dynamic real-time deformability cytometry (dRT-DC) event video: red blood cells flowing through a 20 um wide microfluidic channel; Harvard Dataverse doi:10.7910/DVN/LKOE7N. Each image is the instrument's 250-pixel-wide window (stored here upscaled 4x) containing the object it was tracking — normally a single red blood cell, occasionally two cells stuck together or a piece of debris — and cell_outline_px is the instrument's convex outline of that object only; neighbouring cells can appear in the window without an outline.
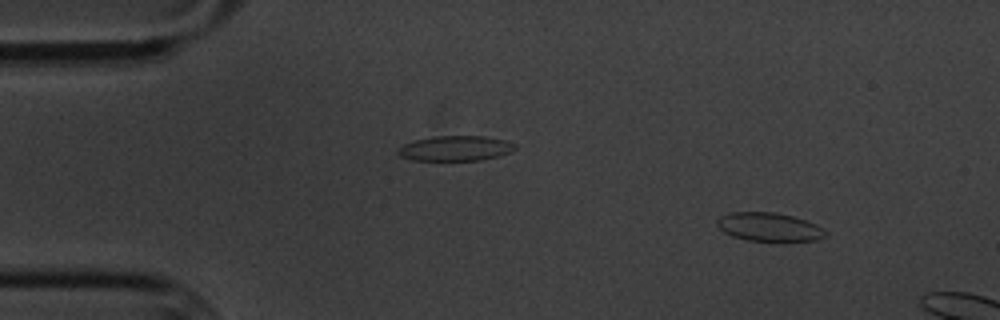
{"species": "common noctule bat (a hibernating species)", "species_latin": "Nyctalus noctula", "temperature_condition": "cold", "stored_images_in_passage": 3, "camera_frame_rate_fps": 3000, "um_per_image_px": 0.085, "animal": {"sex": "male", "body_mass_g": 20.1, "forearm_length_mm": 53.5}, "frame": {"image": 1, "passage_image": 1, "time_ms": 0.0, "image_size_px": [1000, 320], "cell_outline_px": [[824, 236], [816, 240], [788, 244], [748, 240], [732, 236], [724, 232], [716, 224], [716, 220], [720, 216], [732, 212], [776, 212], [792, 216], [816, 224], [824, 232]], "centroid_in_image_um": [65.37, 19.34], "position_along_channel_um": 19.6, "area_um2": 18.55}}